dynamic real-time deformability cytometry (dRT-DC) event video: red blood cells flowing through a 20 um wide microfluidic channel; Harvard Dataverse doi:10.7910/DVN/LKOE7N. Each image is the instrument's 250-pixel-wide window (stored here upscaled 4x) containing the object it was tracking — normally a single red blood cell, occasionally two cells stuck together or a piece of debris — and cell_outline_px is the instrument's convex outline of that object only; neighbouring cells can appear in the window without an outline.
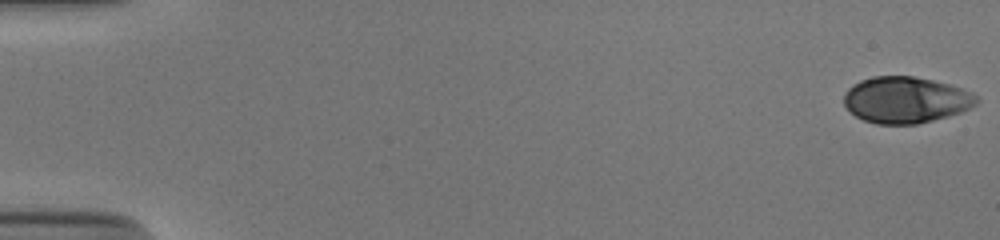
{"species": "human", "species_latin": "Homo sapiens", "temperature_condition": "cold", "stored_images_in_passage": 53, "camera_frame_rate_fps": 3000, "um_per_image_px": 0.085, "donor": {"sex": "male"}, "frame": {"image": 1, "passage_image": 1, "time_ms": 0.0, "image_size_px": [1000, 240], "cell_outline_px": [[980, 100], [976, 104], [960, 112], [948, 116], [916, 124], [876, 124], [864, 120], [856, 116], [844, 104], [844, 92], [852, 84], [860, 80], [872, 76], [912, 76], [932, 80], [948, 84], [972, 92]], "centroid_in_image_um": [76.97, 8.48], "position_along_channel_um": 8.0, "area_um2": 35.72}}
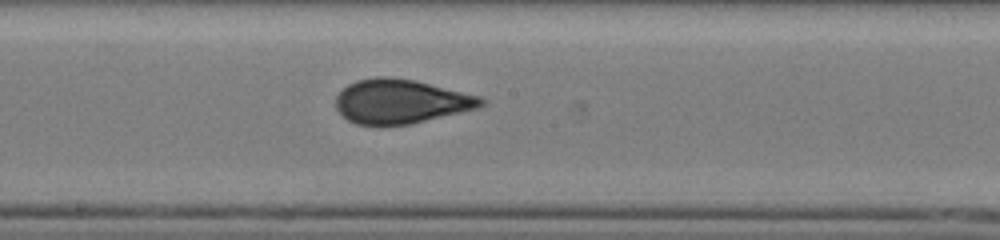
{"frame": {"image": 2, "passage_image": 30, "time_ms": 9.667, "image_size_px": [1000, 240], "cell_outline_px": [[488, 100], [484, 104], [476, 108], [408, 124], [356, 124], [348, 120], [336, 108], [336, 96], [348, 84], [356, 80], [376, 76], [388, 76], [416, 80], [480, 96]], "centroid_in_image_um": [34.06, 8.59], "position_along_channel_um": 214.1, "area_um2": 37.05}}
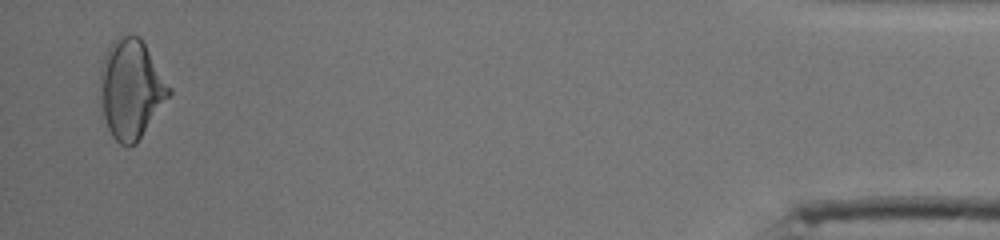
{"frame": {"image": 3, "passage_image": 52, "time_ms": 17.0, "image_size_px": [1000, 240], "cell_outline_px": [[172, 92], [136, 144], [128, 148], [120, 144], [112, 136], [108, 128], [104, 116], [100, 100], [100, 72], [104, 56], [108, 48], [120, 36], [140, 36], [172, 88]], "centroid_in_image_um": [11.14, 7.59], "position_along_channel_um": 424.1, "area_um2": 39.59}, "authors_computed_cell_mechanics": {"area_um2": 36.6452, "velocity_mm_per_s": 3.9042, "shape_relaxation_time_tau1_ms": 8.8572, "shape_relaxation_time_tau2_ms": 0.762, "deformation_change_tau1": 0.1941, "deformation_change_tau2": 0.0412}}